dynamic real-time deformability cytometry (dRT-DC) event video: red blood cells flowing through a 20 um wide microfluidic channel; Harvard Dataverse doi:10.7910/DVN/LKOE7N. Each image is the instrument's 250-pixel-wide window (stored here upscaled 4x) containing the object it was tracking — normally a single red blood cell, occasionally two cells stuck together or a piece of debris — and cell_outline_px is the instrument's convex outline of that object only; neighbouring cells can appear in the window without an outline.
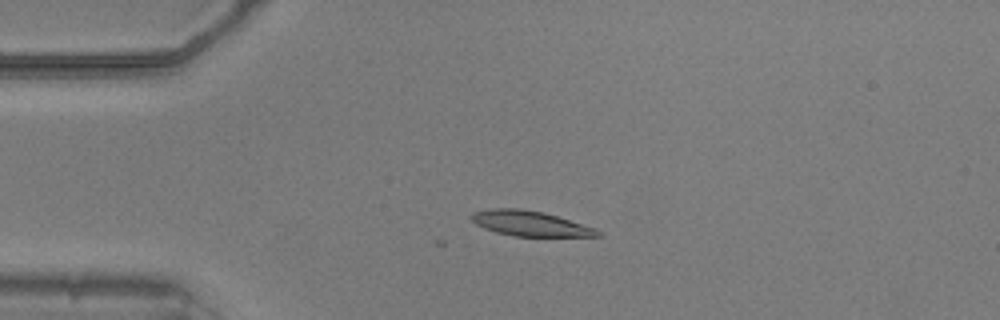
{"species": "common noctule bat (a hibernating species)", "species_latin": "Nyctalus noctula", "temperature_condition": "warm", "stored_images_in_passage": 4, "camera_frame_rate_fps": 3000, "um_per_image_px": 0.085, "animal": {"sex": "male", "body_mass_g": 20.5, "forearm_length_mm": 52.5}, "frame": {"image": 1, "passage_image": 1, "time_ms": 0.0, "image_size_px": [1000, 320], "cell_outline_px": [[604, 236], [512, 236], [496, 232], [484, 228], [476, 224], [468, 216], [472, 212], [492, 208], [520, 208], [544, 212], [596, 228]], "centroid_in_image_um": [45.03, 18.99], "position_along_channel_um": 40.0, "area_um2": 18.55}}